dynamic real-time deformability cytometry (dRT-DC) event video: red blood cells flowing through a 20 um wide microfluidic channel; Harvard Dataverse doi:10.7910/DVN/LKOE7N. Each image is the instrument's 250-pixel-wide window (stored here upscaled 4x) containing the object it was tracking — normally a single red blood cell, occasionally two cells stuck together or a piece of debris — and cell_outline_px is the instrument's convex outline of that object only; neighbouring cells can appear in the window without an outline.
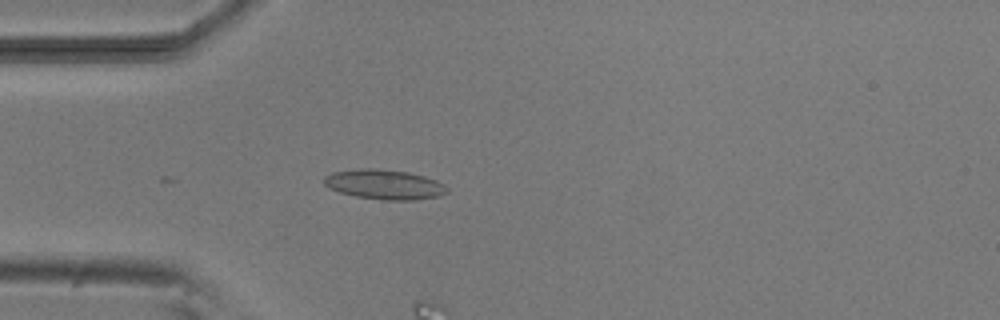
{"species": "common noctule bat (a hibernating species)", "species_latin": "Nyctalus noctula", "temperature_condition": "room temperature", "stored_images_in_passage": 3, "camera_frame_rate_fps": 3000, "um_per_image_px": 0.085, "animal": {"sex": "male", "body_mass_g": 20.5, "forearm_length_mm": 52.5}, "frame": {"image": 1, "passage_image": 3, "time_ms": 2.333, "image_size_px": [1000, 320], "cell_outline_px": [[448, 192], [440, 196], [416, 200], [380, 200], [356, 196], [340, 192], [328, 188], [324, 184], [324, 176], [332, 172], [360, 168], [372, 168], [408, 172], [424, 176], [436, 180], [444, 184], [448, 188]], "centroid_in_image_um": [32.68, 15.68], "position_along_channel_um": 52.3, "area_um2": 21.5}}